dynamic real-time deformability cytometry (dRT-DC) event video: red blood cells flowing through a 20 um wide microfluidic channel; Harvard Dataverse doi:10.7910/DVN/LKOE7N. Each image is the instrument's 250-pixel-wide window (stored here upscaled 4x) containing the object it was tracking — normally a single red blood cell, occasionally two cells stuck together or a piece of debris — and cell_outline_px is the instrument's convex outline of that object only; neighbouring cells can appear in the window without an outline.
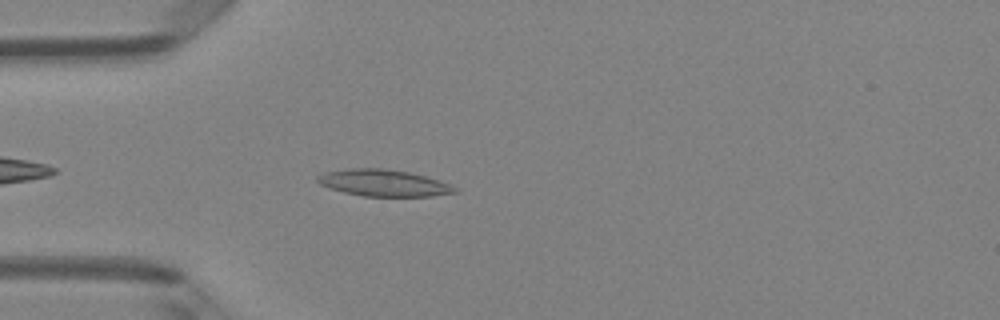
{"species": "Egyptian fruit bat (a non-hibernating species)", "species_latin": "Rousettus aegyptiacus", "temperature_condition": "room temperature", "stored_images_in_passage": 4, "camera_frame_rate_fps": 3000, "um_per_image_px": 0.085, "animal": {"sex": "female"}, "frame": {"image": 1, "passage_image": 4, "time_ms": 1.0, "image_size_px": [1000, 320], "cell_outline_px": [[460, 192], [432, 196], [364, 196], [344, 192], [328, 188], [320, 184], [316, 180], [316, 176], [328, 172], [352, 168], [380, 168], [408, 172], [440, 180], [452, 184], [460, 188]], "centroid_in_image_um": [32.67, 15.56], "position_along_channel_um": 52.3, "area_um2": 21.39}}